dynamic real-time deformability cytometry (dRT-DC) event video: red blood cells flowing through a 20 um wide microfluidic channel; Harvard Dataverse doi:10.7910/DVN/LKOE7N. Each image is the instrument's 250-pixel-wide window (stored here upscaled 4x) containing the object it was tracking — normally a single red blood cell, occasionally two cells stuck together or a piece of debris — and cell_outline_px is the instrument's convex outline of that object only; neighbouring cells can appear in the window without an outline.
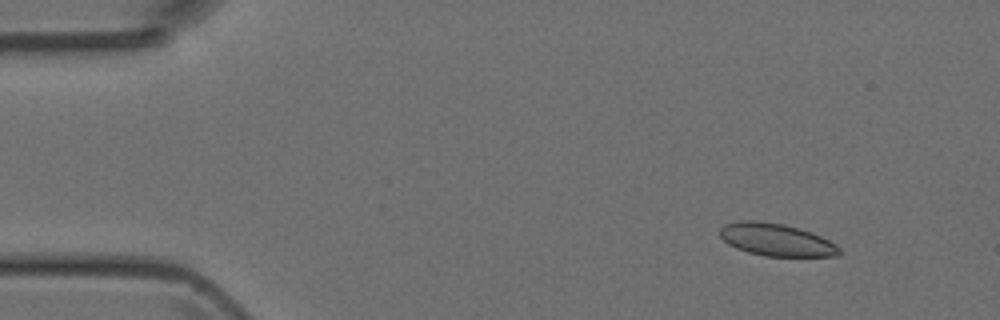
{"species": "Egyptian fruit bat (a non-hibernating species)", "species_latin": "Rousettus aegyptiacus", "temperature_condition": "room temperature", "stored_images_in_passage": 5, "camera_frame_rate_fps": 3000, "um_per_image_px": 0.085, "animal": {"sex": "female"}, "frame": {"image": 1, "passage_image": 2, "time_ms": 1.0, "image_size_px": [1000, 320], "cell_outline_px": [[844, 252], [840, 256], [764, 256], [748, 252], [736, 248], [728, 244], [720, 236], [720, 228], [724, 224], [740, 220], [756, 220], [784, 224], [800, 228], [820, 236], [836, 244]], "centroid_in_image_um": [66.0, 20.38], "position_along_channel_um": 19.0, "area_um2": 22.77}}
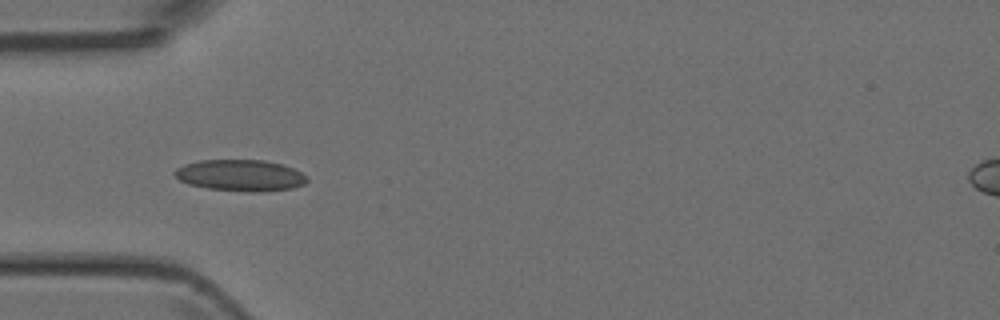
{"frame": {"image": 2, "passage_image": 5, "time_ms": 4.333, "image_size_px": [1000, 320], "cell_outline_px": [[308, 180], [304, 184], [292, 188], [260, 192], [248, 192], [208, 188], [188, 184], [180, 180], [172, 172], [176, 168], [184, 164], [200, 160], [264, 160], [284, 164], [308, 176]], "centroid_in_image_um": [20.44, 14.9], "position_along_channel_um": 64.6, "area_um2": 24.33}}